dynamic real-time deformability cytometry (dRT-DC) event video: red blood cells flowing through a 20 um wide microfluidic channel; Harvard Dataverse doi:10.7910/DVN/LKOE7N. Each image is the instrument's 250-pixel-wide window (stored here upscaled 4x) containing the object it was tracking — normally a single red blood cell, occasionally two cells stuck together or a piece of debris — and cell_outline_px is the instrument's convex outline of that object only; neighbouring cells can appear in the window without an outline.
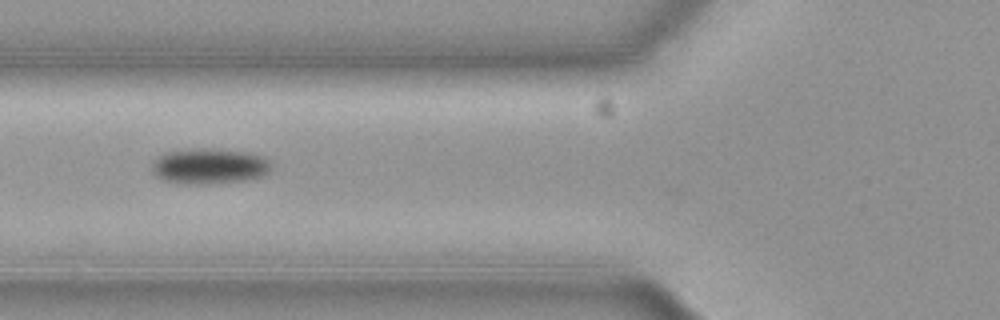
{"species": "common noctule bat (a hibernating species)", "species_latin": "Nyctalus noctula", "temperature_condition": "cold", "stored_images_in_passage": 23, "camera_frame_rate_fps": 3000, "um_per_image_px": 0.085, "animal": {"sex": "female", "body_mass_g": 19.3, "forearm_length_mm": 54.1}, "frame": {"image": 1, "passage_image": 3, "time_ms": 0.667, "image_size_px": [1000, 320], "cell_outline_px": [[272, 164], [264, 176], [244, 180], [204, 184], [184, 184], [164, 180], [156, 176], [152, 172], [152, 164], [164, 152], [192, 148], [212, 148], [248, 152], [260, 156], [268, 160]], "centroid_in_image_um": [17.77, 14.11], "position_along_channel_um": 108.0, "area_um2": 24.74}}